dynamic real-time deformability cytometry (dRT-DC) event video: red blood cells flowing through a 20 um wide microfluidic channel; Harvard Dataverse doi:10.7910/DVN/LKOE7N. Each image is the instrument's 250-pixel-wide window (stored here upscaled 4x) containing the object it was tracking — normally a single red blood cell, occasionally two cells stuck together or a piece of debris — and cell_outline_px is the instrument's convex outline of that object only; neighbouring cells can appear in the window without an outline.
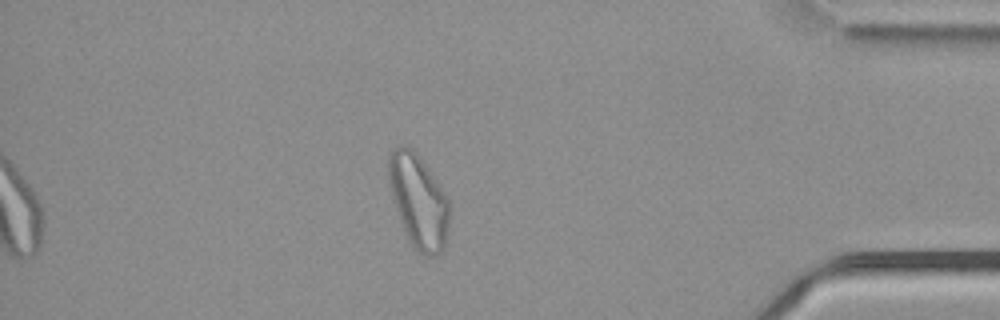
{"species": "common noctule bat (a hibernating species)", "species_latin": "Nyctalus noctula", "temperature_condition": "cold", "stored_images_in_passage": 50, "camera_frame_rate_fps": 3000, "um_per_image_px": 0.085, "animal": {"sex": "male", "body_mass_g": 21.5, "forearm_length_mm": 52.0}, "frame": {"image": 1, "passage_image": 50, "time_ms": 16.333, "image_size_px": [1000, 320], "cell_outline_px": [[448, 232], [444, 248], [440, 252], [432, 256], [428, 256], [412, 248], [408, 240], [400, 220], [388, 184], [388, 152], [392, 148], [400, 144], [404, 144], [412, 148], [416, 152], [436, 180], [444, 192], [448, 200]], "centroid_in_image_um": [35.54, 17.06], "position_along_channel_um": 399.7, "area_um2": 33.12}}